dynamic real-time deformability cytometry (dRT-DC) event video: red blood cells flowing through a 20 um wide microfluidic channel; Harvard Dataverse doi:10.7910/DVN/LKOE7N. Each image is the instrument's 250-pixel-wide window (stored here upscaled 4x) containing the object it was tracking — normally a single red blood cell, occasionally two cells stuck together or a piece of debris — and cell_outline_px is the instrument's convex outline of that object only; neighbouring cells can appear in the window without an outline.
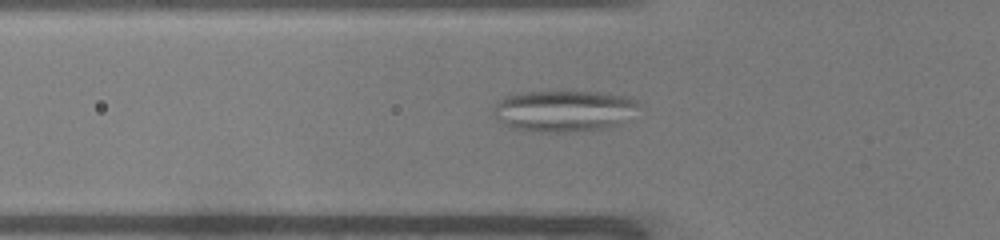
{"species": "common noctule bat (a hibernating species)", "species_latin": "Nyctalus noctula", "temperature_condition": "warm", "stored_images_in_passage": 44, "camera_frame_rate_fps": 3000, "um_per_image_px": 0.085, "animal": {"sex": "male", "body_mass_g": 19.0, "forearm_length_mm": 50.8}, "frame": {"image": 1, "passage_image": 10, "time_ms": 3.0, "image_size_px": [1000, 240], "cell_outline_px": [[640, 104], [620, 124], [600, 128], [564, 132], [540, 132], [512, 128], [504, 124], [492, 112], [496, 104], [504, 96], [516, 92], [560, 88], [568, 88], [632, 96], [640, 100]], "centroid_in_image_um": [47.91, 9.34], "position_along_channel_um": 77.9, "area_um2": 36.24}}
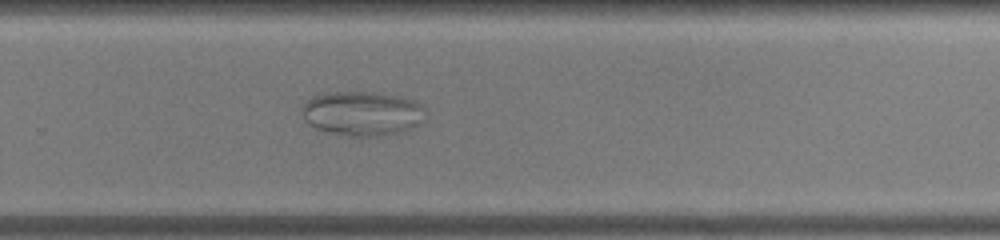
{"frame": {"image": 2, "passage_image": 27, "time_ms": 8.667, "image_size_px": [1000, 240], "cell_outline_px": [[428, 112], [420, 124], [412, 128], [384, 136], [348, 136], [316, 128], [308, 124], [304, 120], [300, 108], [312, 96], [328, 92], [372, 92], [400, 96], [416, 100]], "centroid_in_image_um": [30.81, 9.63], "position_along_channel_um": 299.0, "area_um2": 32.31}}
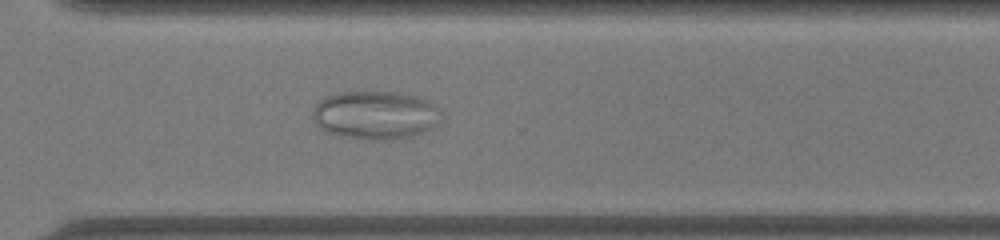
{"frame": {"image": 3, "passage_image": 30, "time_ms": 9.667, "image_size_px": [1000, 240], "cell_outline_px": [[440, 124], [424, 132], [412, 136], [392, 140], [364, 140], [340, 136], [324, 132], [316, 124], [312, 116], [312, 112], [316, 104], [324, 96], [340, 92], [400, 92], [416, 96], [428, 100], [436, 104]], "centroid_in_image_um": [31.89, 9.79], "position_along_channel_um": 338.7, "area_um2": 36.76}}